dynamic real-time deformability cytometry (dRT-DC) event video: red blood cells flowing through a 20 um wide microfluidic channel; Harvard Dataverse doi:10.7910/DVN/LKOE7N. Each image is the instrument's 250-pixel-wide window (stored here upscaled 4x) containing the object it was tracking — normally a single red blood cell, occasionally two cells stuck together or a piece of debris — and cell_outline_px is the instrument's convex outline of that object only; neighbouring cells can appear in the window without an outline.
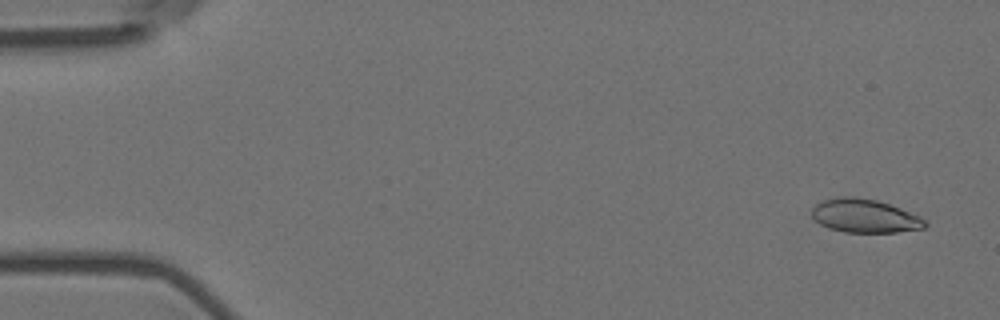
{"species": "Egyptian fruit bat (a non-hibernating species)", "species_latin": "Rousettus aegyptiacus", "temperature_condition": "room temperature", "stored_images_in_passage": 57, "camera_frame_rate_fps": 3000, "um_per_image_px": 0.085, "animal": {"sex": "female"}, "frame": {"image": 1, "passage_image": 3, "time_ms": 0.667, "image_size_px": [1000, 320], "cell_outline_px": [[928, 224], [924, 228], [896, 232], [844, 232], [828, 228], [820, 224], [812, 216], [812, 208], [816, 204], [824, 200], [836, 196], [852, 196], [876, 200], [900, 208], [920, 216]], "centroid_in_image_um": [73.48, 18.35], "position_along_channel_um": 11.5, "area_um2": 22.08}}
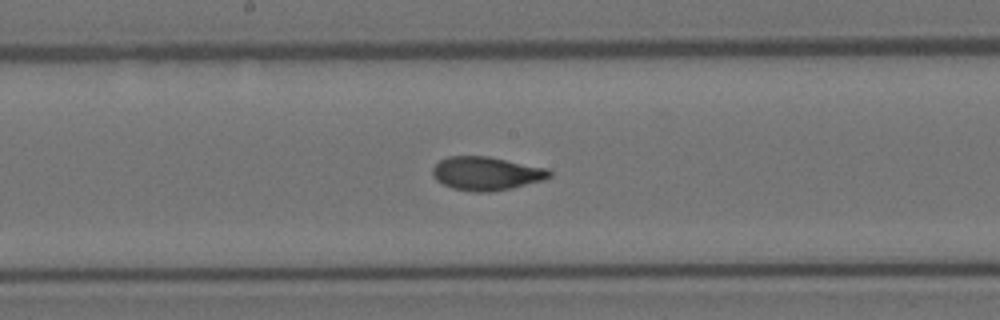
{"frame": {"image": 2, "passage_image": 30, "time_ms": 9.667, "image_size_px": [1000, 320], "cell_outline_px": [[552, 176], [544, 180], [512, 188], [492, 192], [472, 192], [452, 188], [436, 180], [432, 176], [432, 168], [440, 160], [448, 156], [488, 156], [548, 168], [552, 172]], "centroid_in_image_um": [41.35, 14.75], "position_along_channel_um": 206.8, "area_um2": 23.06}}
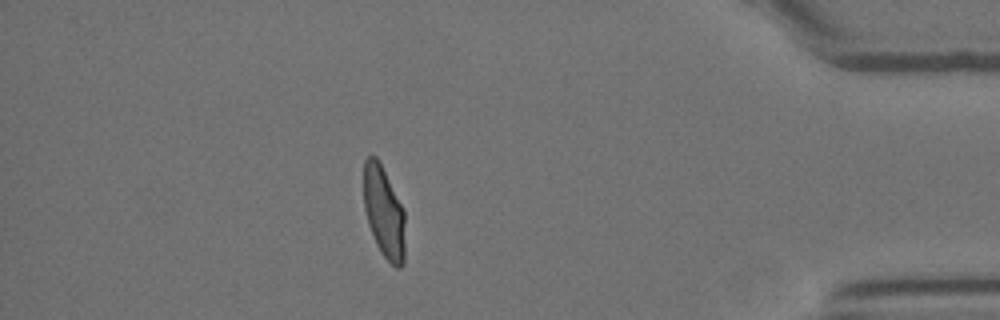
{"frame": {"image": 3, "passage_image": 50, "time_ms": 16.333, "image_size_px": [1000, 320], "cell_outline_px": [[404, 264], [400, 268], [396, 268], [380, 252], [376, 244], [368, 224], [364, 208], [364, 160], [368, 156], [376, 156], [404, 208]], "centroid_in_image_um": [32.63, 18.06], "position_along_channel_um": 402.6, "area_um2": 22.02}, "authors_computed_cell_mechanics": {"area_um2": 22.4842, "velocity_mm_per_s": 3.5804, "shape_relaxation_time_tau1_ms": 10.8076, "shape_relaxation_time_tau2_ms": 0.9354, "deformation_change_tau1": 0.2791, "deformation_change_tau2": 0.0613}}